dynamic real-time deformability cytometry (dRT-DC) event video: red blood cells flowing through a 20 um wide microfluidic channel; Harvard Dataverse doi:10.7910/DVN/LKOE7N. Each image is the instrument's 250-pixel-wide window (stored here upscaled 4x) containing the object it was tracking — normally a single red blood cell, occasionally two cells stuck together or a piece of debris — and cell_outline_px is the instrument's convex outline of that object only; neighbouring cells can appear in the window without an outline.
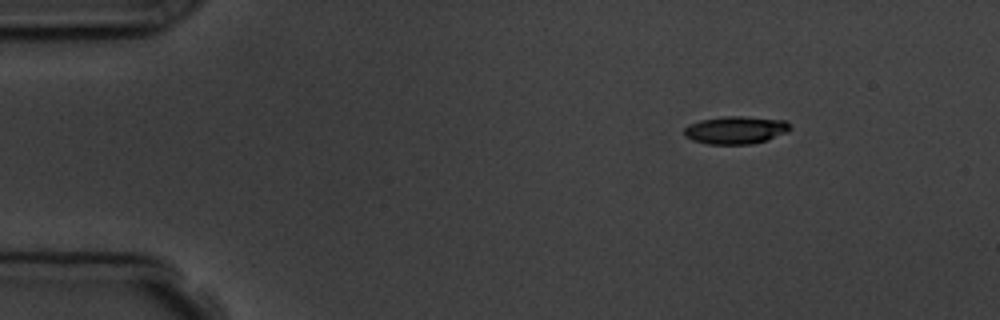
{"species": "common noctule bat (a hibernating species)", "species_latin": "Nyctalus noctula", "temperature_condition": "room temperature", "stored_images_in_passage": 6, "camera_frame_rate_fps": 3000, "um_per_image_px": 0.085, "animal": {"sex": "male", "body_mass_g": 19.5, "forearm_length_mm": 54.6}, "frame": {"image": 1, "passage_image": 1, "time_ms": 0.0, "image_size_px": [1000, 320], "cell_outline_px": [[792, 128], [788, 132], [752, 144], [708, 144], [692, 140], [684, 136], [684, 128], [688, 124], [700, 120], [724, 116], [744, 116], [784, 120]], "centroid_in_image_um": [62.5, 11.05], "position_along_channel_um": 22.5, "area_um2": 17.11}}